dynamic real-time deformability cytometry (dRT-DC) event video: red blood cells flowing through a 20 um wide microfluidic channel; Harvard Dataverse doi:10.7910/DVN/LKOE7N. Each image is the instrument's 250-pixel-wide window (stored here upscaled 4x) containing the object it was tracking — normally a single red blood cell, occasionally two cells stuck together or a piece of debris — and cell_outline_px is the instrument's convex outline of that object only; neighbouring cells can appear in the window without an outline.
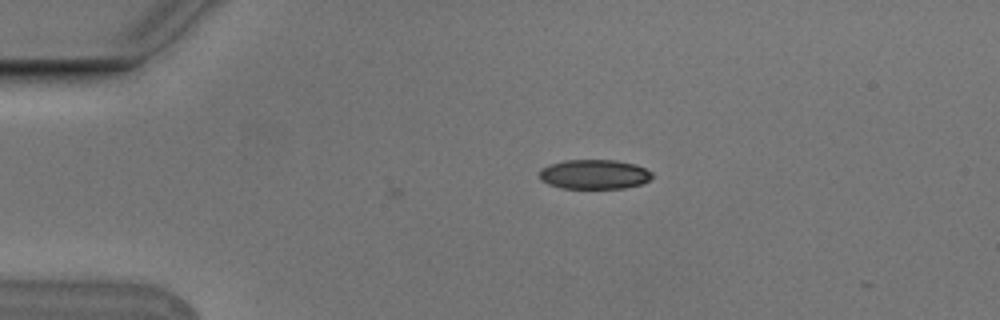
{"species": "Egyptian fruit bat (a non-hibernating species)", "species_latin": "Rousettus aegyptiacus", "temperature_condition": "cold", "stored_images_in_passage": 3, "camera_frame_rate_fps": 3000, "um_per_image_px": 0.085, "animal": {"sex": "male"}, "frame": {"image": 1, "passage_image": 3, "time_ms": 0.667, "image_size_px": [1000, 320], "cell_outline_px": [[652, 176], [648, 180], [640, 184], [624, 188], [564, 188], [548, 184], [540, 180], [540, 168], [548, 164], [564, 160], [616, 160], [636, 164], [652, 172]], "centroid_in_image_um": [50.48, 14.8], "position_along_channel_um": 34.5, "area_um2": 19.42}}